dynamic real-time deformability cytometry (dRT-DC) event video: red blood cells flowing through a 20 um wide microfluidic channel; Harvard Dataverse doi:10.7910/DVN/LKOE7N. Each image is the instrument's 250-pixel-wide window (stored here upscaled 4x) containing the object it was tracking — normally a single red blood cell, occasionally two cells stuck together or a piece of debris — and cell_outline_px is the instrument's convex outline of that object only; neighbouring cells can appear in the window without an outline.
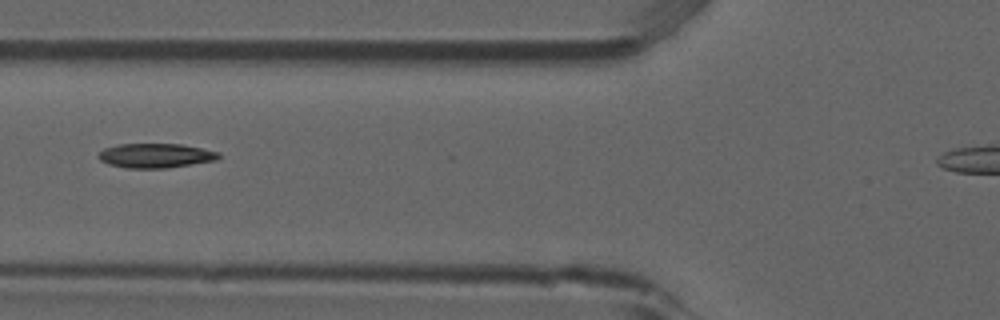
{"species": "common noctule bat (a hibernating species)", "species_latin": "Nyctalus noctula", "temperature_condition": "room temperature", "stored_images_in_passage": 4, "camera_frame_rate_fps": 3000, "um_per_image_px": 0.085, "animal": {"sex": "male", "forearm_length_mm": 52.5}, "frame": {"image": 1, "passage_image": 3, "time_ms": 0.667, "image_size_px": [1000, 320], "cell_outline_px": [[220, 156], [216, 160], [168, 168], [128, 168], [108, 164], [100, 160], [96, 156], [104, 148], [116, 144], [180, 144], [220, 152]], "centroid_in_image_um": [13.19, 13.23], "position_along_channel_um": 112.6, "area_um2": 17.11}}
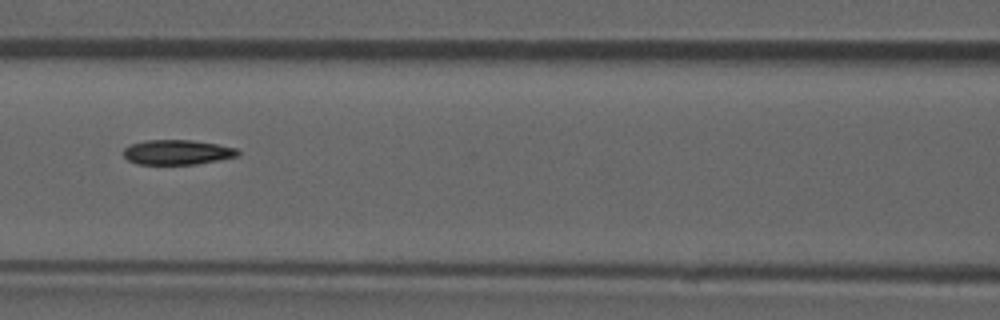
{"frame": {"image": 2, "passage_image": 4, "time_ms": 1.0, "image_size_px": [1000, 320], "cell_outline_px": [[240, 156], [196, 164], [136, 164], [128, 160], [120, 152], [128, 144], [144, 140], [192, 140], [216, 144], [236, 148], [240, 152]], "centroid_in_image_um": [15.02, 12.93], "position_along_channel_um": 151.6, "area_um2": 16.76}}